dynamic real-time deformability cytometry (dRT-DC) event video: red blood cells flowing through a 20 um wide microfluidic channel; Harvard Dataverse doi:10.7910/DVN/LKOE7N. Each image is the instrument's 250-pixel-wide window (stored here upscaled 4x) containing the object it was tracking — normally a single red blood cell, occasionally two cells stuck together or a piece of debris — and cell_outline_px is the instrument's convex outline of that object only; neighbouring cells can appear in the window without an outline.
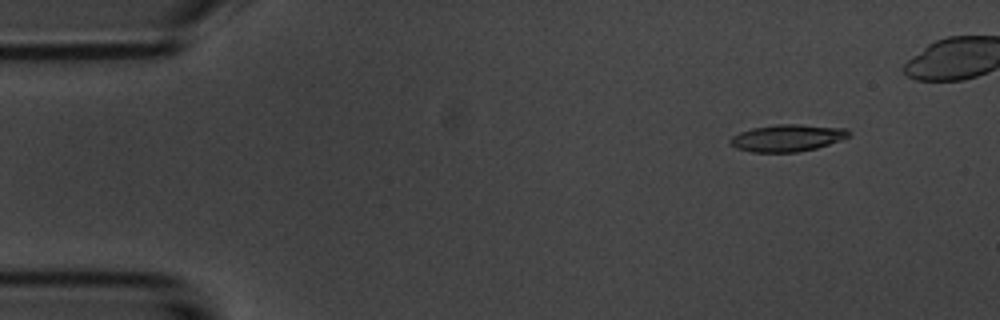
{"species": "common noctule bat (a hibernating species)", "species_latin": "Nyctalus noctula", "temperature_condition": "room temperature", "stored_images_in_passage": 5, "camera_frame_rate_fps": 3000, "um_per_image_px": 0.085, "animal": {"sex": "male", "body_mass_g": 20.1, "forearm_length_mm": 53.5}, "frame": {"image": 1, "passage_image": 2, "time_ms": 1.0, "image_size_px": [1000, 320], "cell_outline_px": [[852, 132], [848, 136], [840, 140], [816, 148], [796, 152], [752, 152], [736, 148], [728, 144], [728, 140], [732, 136], [740, 132], [752, 128], [776, 124], [800, 124], [848, 128]], "centroid_in_image_um": [66.9, 11.72], "position_along_channel_um": 18.1, "area_um2": 18.79}}